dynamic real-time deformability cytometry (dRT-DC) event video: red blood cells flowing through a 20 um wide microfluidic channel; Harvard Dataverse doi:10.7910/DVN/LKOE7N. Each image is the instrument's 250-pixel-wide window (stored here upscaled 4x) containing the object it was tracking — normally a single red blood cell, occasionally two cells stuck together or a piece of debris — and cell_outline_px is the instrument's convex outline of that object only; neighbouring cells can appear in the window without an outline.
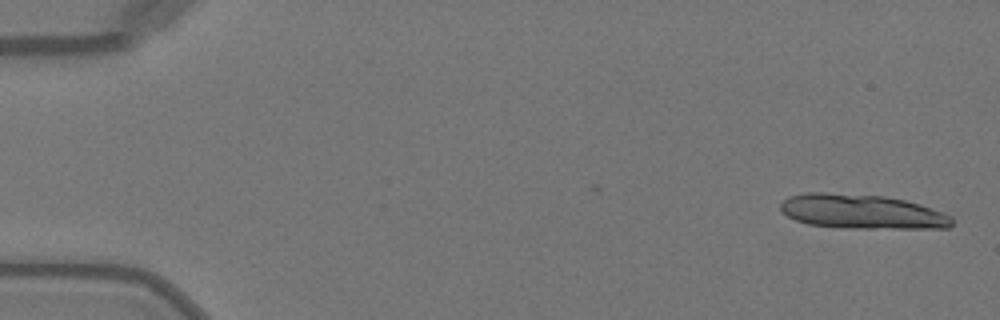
{"species": "Egyptian fruit bat (a non-hibernating species)", "species_latin": "Rousettus aegyptiacus", "temperature_condition": "warm", "stored_images_in_passage": 13, "camera_frame_rate_fps": 3000, "um_per_image_px": 0.085, "animal": {"sex": "female"}, "frame": {"image": 1, "passage_image": 1, "time_ms": 0.0, "image_size_px": [1000, 320], "cell_outline_px": [[952, 224], [948, 228], [844, 228], [808, 224], [796, 220], [788, 216], [780, 208], [780, 204], [788, 196], [808, 192], [824, 192], [884, 196], [904, 200], [920, 204], [944, 212], [952, 216]], "centroid_in_image_um": [73.27, 17.99], "position_along_channel_um": 11.7, "area_um2": 34.45}}